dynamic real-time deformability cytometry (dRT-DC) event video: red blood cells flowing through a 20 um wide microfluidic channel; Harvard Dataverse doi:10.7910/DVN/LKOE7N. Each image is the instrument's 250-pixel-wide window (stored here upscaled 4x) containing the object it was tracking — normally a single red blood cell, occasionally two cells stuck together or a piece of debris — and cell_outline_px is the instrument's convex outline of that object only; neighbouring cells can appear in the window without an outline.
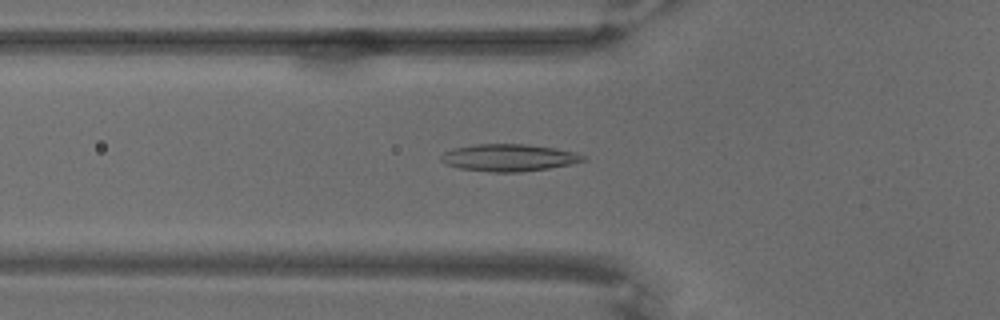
{"species": "common noctule bat (a hibernating species)", "species_latin": "Nyctalus noctula", "temperature_condition": "warm", "stored_images_in_passage": 71, "camera_frame_rate_fps": 3000, "um_per_image_px": 0.085, "animal": {"sex": "male", "body_mass_g": 18.8}, "frame": {"image": 1, "passage_image": 26, "time_ms": 8.333, "image_size_px": [1000, 320], "cell_outline_px": [[588, 160], [548, 168], [520, 172], [492, 172], [460, 168], [444, 164], [440, 160], [440, 156], [444, 152], [452, 148], [476, 144], [528, 144], [576, 152], [584, 156]], "centroid_in_image_um": [43.21, 13.4], "position_along_channel_um": 82.6, "area_um2": 22.43}}
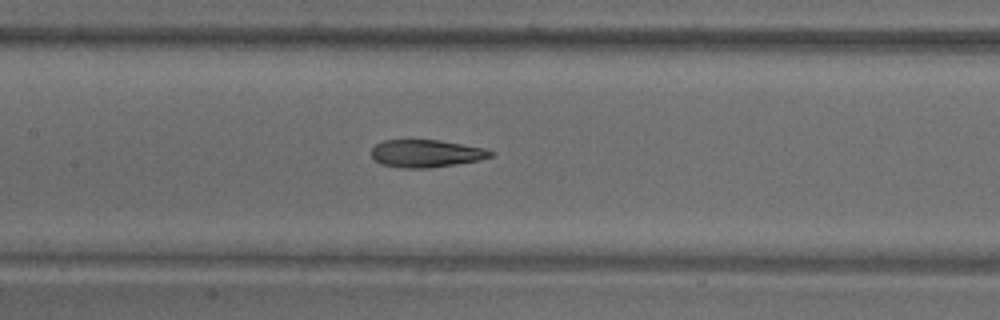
{"frame": {"image": 2, "passage_image": 35, "time_ms": 11.333, "image_size_px": [1000, 320], "cell_outline_px": [[496, 152], [492, 156], [480, 160], [456, 164], [428, 168], [400, 168], [380, 164], [372, 156], [372, 148], [376, 144], [384, 140], [440, 140], [484, 148]], "centroid_in_image_um": [36.24, 13.05], "position_along_channel_um": 171.2, "area_um2": 19.19}}
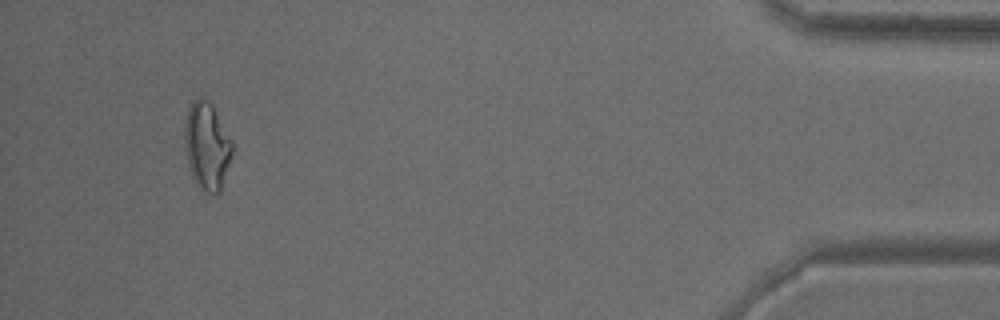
{"frame": {"image": 3, "passage_image": 67, "time_ms": 22.0, "image_size_px": [1000, 320], "cell_outline_px": [[232, 156], [220, 192], [216, 196], [200, 188], [192, 176], [188, 164], [184, 144], [184, 124], [188, 108], [192, 100], [200, 96], [204, 96], [212, 104], [232, 140]], "centroid_in_image_um": [17.58, 12.38], "position_along_channel_um": 417.6, "area_um2": 24.57}}